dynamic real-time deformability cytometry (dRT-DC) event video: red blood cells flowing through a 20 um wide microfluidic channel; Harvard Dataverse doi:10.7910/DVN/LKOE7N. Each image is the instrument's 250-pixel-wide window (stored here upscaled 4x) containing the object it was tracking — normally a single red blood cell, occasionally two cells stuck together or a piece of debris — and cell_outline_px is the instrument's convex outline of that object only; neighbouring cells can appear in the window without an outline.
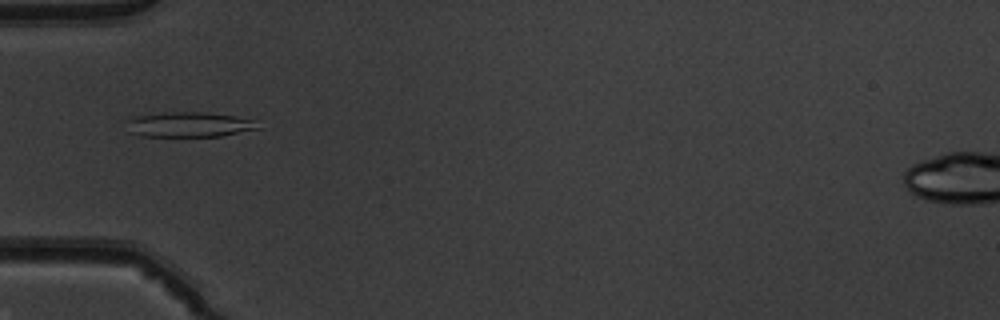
{"species": "common noctule bat (a hibernating species)", "species_latin": "Nyctalus noctula", "temperature_condition": "warm", "stored_images_in_passage": 35, "camera_frame_rate_fps": 3000, "um_per_image_px": 0.085, "animal": {"sex": "male", "body_mass_g": 19.5, "forearm_length_mm": 54.6}, "frame": {"image": 1, "passage_image": 1, "time_ms": 0.0, "image_size_px": [1000, 320], "cell_outline_px": [[264, 128], [220, 136], [140, 136], [128, 132], [124, 120], [136, 116], [164, 112], [208, 112], [236, 116], [256, 120]], "centroid_in_image_um": [16.09, 10.58], "position_along_channel_um": 68.9, "area_um2": 19.65}}
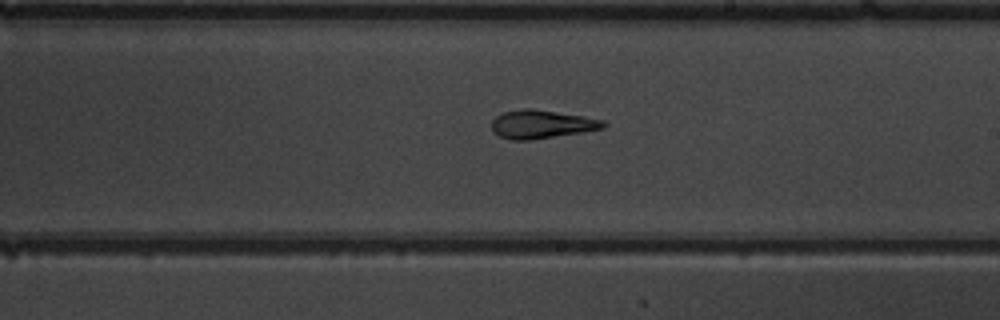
{"frame": {"image": 2, "passage_image": 14, "time_ms": 4.333, "image_size_px": [1000, 320], "cell_outline_px": [[608, 124], [604, 128], [532, 140], [512, 140], [500, 136], [492, 132], [492, 120], [496, 116], [504, 112], [524, 108], [532, 108], [584, 116], [604, 120]], "centroid_in_image_um": [46.03, 10.55], "position_along_channel_um": 243.0, "area_um2": 18.5}}
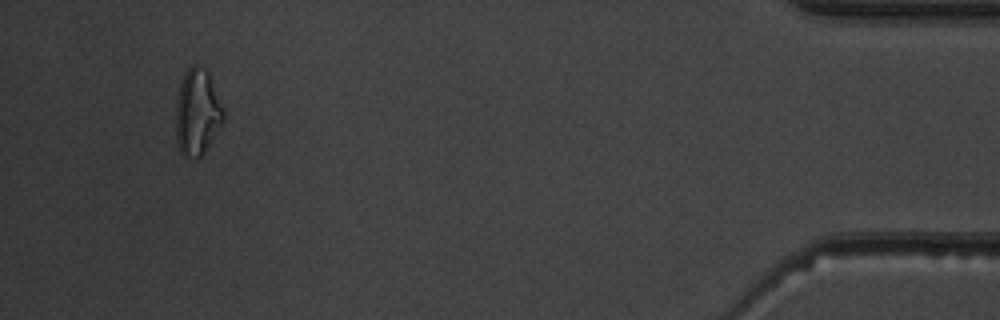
{"frame": {"image": 3, "passage_image": 32, "time_ms": 10.333, "image_size_px": [1000, 320], "cell_outline_px": [[224, 120], [204, 152], [200, 156], [184, 156], [180, 152], [176, 140], [176, 104], [180, 84], [184, 72], [192, 64], [200, 64], [208, 68], [224, 112]], "centroid_in_image_um": [16.76, 9.46], "position_along_channel_um": 418.4, "area_um2": 23.99}, "authors_computed_cell_mechanics": {"area_um2": 18.4382, "velocity_mm_per_s": 4.0283, "shape_relaxation_time_tau1_ms": null, "shape_relaxation_time_tau2_ms": 2.4131, "deformation_change_tau1": null, "deformation_change_tau2": 0.1163}}